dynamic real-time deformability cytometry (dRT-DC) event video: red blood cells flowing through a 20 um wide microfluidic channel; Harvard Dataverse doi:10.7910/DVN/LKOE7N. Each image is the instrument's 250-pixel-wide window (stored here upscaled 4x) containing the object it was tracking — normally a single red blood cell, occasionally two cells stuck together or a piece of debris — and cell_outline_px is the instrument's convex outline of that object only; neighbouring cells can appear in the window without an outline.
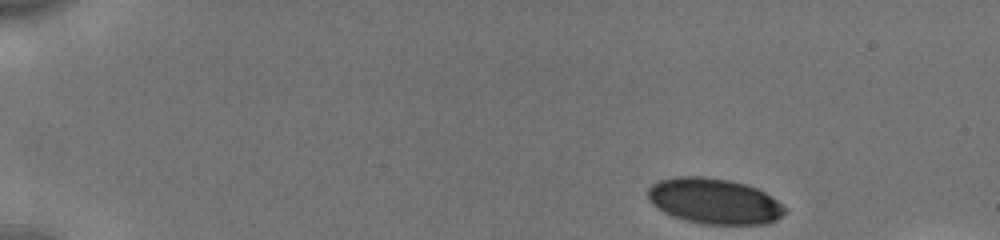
{"species": "human", "species_latin": "Homo sapiens", "temperature_condition": "cold", "stored_images_in_passage": 47, "camera_frame_rate_fps": 3000, "um_per_image_px": 0.085, "donor": {"sex": "male"}, "frame": {"image": 1, "passage_image": 1, "time_ms": 0.0, "image_size_px": [1000, 240], "cell_outline_px": [[788, 212], [776, 220], [768, 224], [704, 224], [672, 216], [664, 212], [652, 204], [648, 200], [648, 188], [652, 184], [660, 180], [676, 176], [704, 176], [728, 180], [744, 184], [756, 188], [772, 196], [788, 208]], "centroid_in_image_um": [60.74, 17.1], "position_along_channel_um": 24.3, "area_um2": 36.59}}
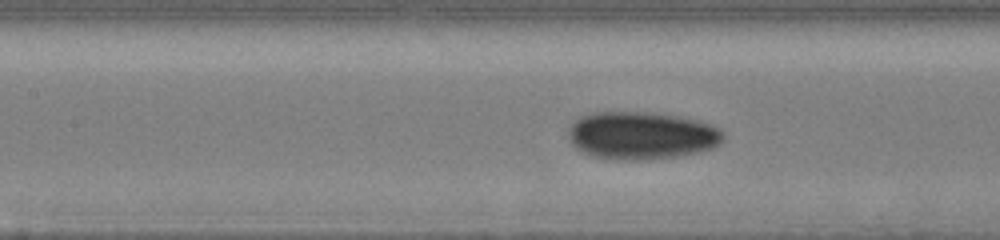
{"frame": {"image": 2, "passage_image": 20, "time_ms": 6.333, "image_size_px": [1000, 240], "cell_outline_px": [[724, 140], [720, 144], [712, 148], [680, 156], [648, 160], [612, 160], [592, 156], [576, 148], [568, 140], [568, 128], [580, 116], [588, 112], [652, 112], [700, 120], [712, 124], [720, 128], [724, 132]], "centroid_in_image_um": [54.53, 11.52], "position_along_channel_um": 152.9, "area_um2": 43.75}}
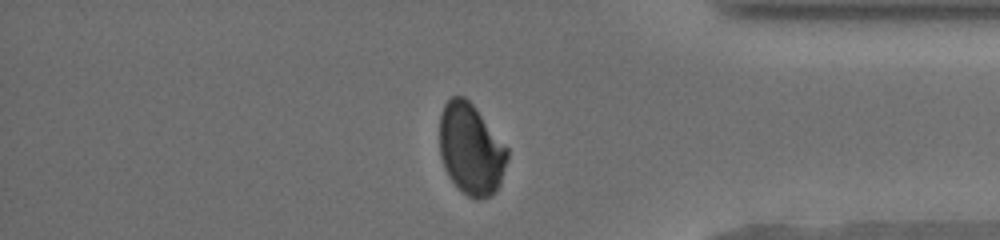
{"frame": {"image": 3, "passage_image": 40, "time_ms": 13.0, "image_size_px": [1000, 240], "cell_outline_px": [[508, 160], [500, 184], [496, 192], [492, 196], [480, 200], [476, 200], [468, 196], [448, 176], [444, 168], [440, 156], [440, 112], [444, 104], [452, 96], [464, 96], [472, 104], [508, 148]], "centroid_in_image_um": [40.03, 12.7], "position_along_channel_um": 395.2, "area_um2": 36.13}}